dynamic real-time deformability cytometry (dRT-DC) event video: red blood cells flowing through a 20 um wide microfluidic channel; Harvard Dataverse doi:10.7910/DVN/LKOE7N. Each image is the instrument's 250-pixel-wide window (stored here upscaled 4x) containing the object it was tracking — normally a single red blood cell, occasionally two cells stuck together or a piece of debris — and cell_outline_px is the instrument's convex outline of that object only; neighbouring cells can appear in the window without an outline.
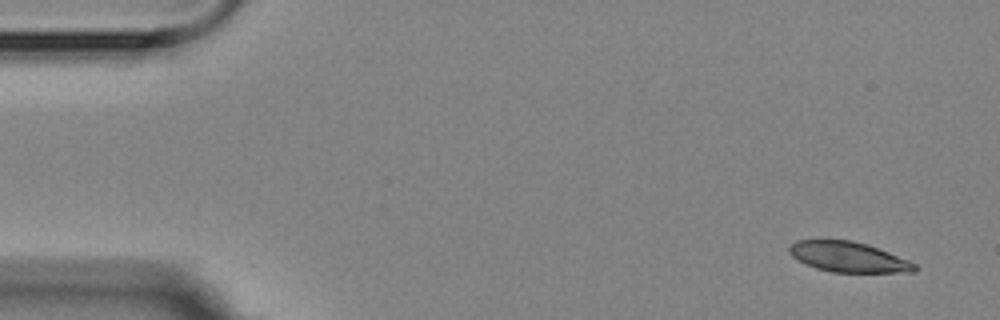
{"species": "Egyptian fruit bat (a non-hibernating species)", "species_latin": "Rousettus aegyptiacus", "temperature_condition": "room temperature", "stored_images_in_passage": 4, "camera_frame_rate_fps": 3000, "um_per_image_px": 0.085, "animal": {"sex": "female"}, "frame": {"image": 1, "passage_image": 1, "time_ms": 0.0, "image_size_px": [1000, 320], "cell_outline_px": [[920, 268], [916, 272], [832, 272], [816, 268], [792, 256], [788, 252], [788, 248], [796, 240], [852, 240], [868, 244], [908, 260], [916, 264]], "centroid_in_image_um": [72.15, 21.84], "position_along_channel_um": 12.9, "area_um2": 22.02}}
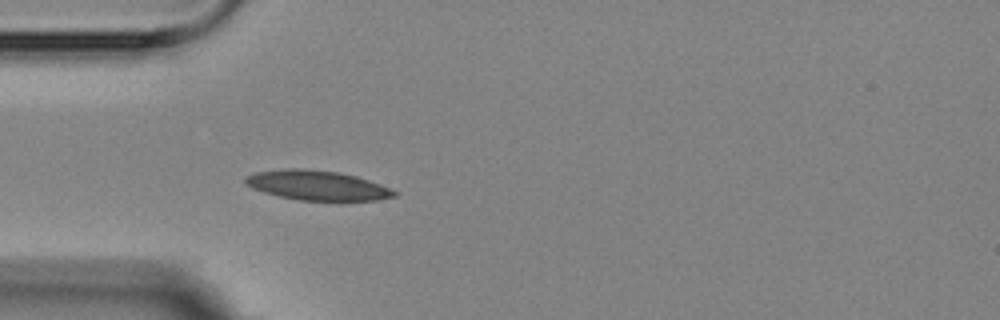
{"frame": {"image": 2, "passage_image": 4, "time_ms": 4.333, "image_size_px": [1000, 320], "cell_outline_px": [[396, 196], [376, 200], [300, 200], [280, 196], [264, 192], [252, 188], [244, 184], [244, 176], [256, 172], [284, 168], [300, 168], [336, 172], [356, 176], [380, 184], [396, 192]], "centroid_in_image_um": [26.89, 15.74], "position_along_channel_um": 58.1, "area_um2": 25.49}}